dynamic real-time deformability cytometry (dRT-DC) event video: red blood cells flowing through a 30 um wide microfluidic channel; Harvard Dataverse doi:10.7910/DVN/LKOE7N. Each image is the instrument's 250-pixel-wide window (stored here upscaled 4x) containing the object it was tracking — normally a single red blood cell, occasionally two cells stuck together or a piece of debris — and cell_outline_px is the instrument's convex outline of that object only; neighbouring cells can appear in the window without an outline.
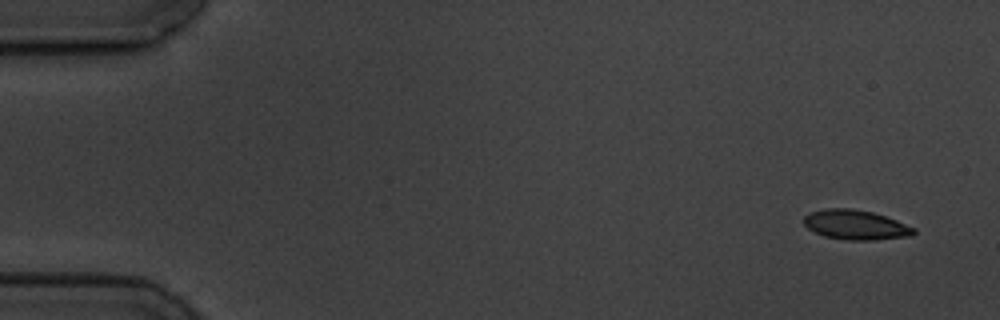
{"species": "common noctule bat (a hibernating species)", "species_latin": "Nyctalus noctula", "temperature_condition": "cold", "stored_images_in_passage": 5, "camera_frame_rate_fps": 3000, "um_per_image_px": 0.085, "animal": {"sex": "male", "body_mass_g": 19.5, "forearm_length_mm": 54.6}, "frame": {"image": 1, "passage_image": 1, "time_ms": 0.0, "image_size_px": [1000, 320], "cell_outline_px": [[916, 232], [912, 236], [876, 240], [848, 240], [824, 236], [808, 228], [804, 224], [804, 216], [808, 212], [824, 208], [852, 208], [872, 212], [896, 220], [916, 228]], "centroid_in_image_um": [72.73, 19.11], "position_along_channel_um": 12.3, "area_um2": 19.13}}
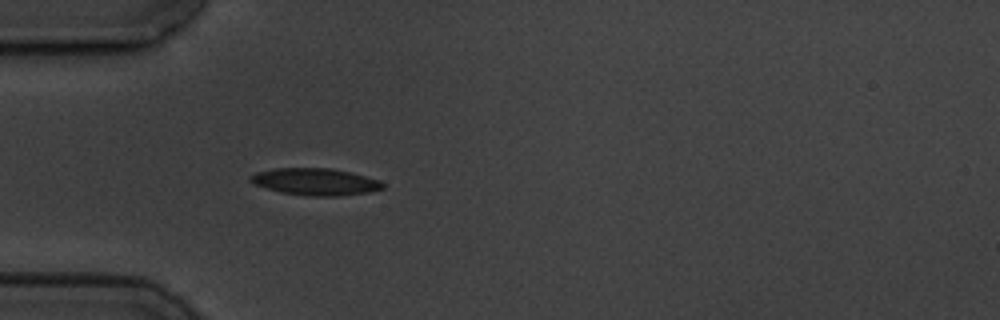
{"frame": {"image": 2, "passage_image": 5, "time_ms": 4.667, "image_size_px": [1000, 320], "cell_outline_px": [[384, 188], [368, 192], [336, 196], [312, 196], [280, 192], [256, 184], [248, 180], [248, 176], [256, 172], [276, 168], [332, 168], [380, 180], [384, 184]], "centroid_in_image_um": [26.79, 15.44], "position_along_channel_um": 58.2, "area_um2": 20.58}}